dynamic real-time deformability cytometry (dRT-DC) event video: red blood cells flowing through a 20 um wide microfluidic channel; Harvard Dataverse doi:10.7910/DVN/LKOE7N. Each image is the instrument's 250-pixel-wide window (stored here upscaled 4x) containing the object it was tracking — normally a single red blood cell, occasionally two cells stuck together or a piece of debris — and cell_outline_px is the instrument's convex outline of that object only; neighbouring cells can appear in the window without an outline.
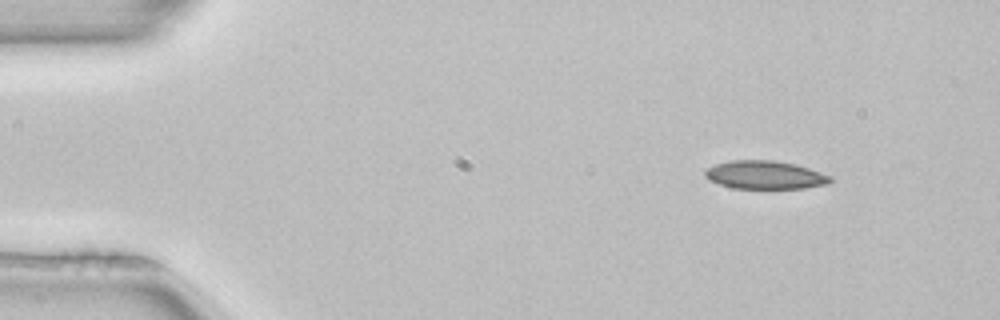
{"species": "common noctule bat (a hibernating species)", "species_latin": "Nyctalus noctula", "temperature_condition": "room temperature", "stored_images_in_passage": 4, "camera_frame_rate_fps": 3000, "um_per_image_px": 0.085, "animal": {"sex": "female", "body_mass_g": 22.7, "forearm_length_mm": 54.2}, "frame": {"image": 1, "passage_image": 1, "time_ms": 0.0, "image_size_px": [1000, 320], "cell_outline_px": [[832, 180], [828, 184], [804, 188], [732, 188], [708, 180], [704, 176], [704, 172], [708, 168], [716, 164], [728, 160], [772, 160], [796, 164], [832, 176]], "centroid_in_image_um": [65.01, 14.86], "position_along_channel_um": 20.0, "area_um2": 20.63}}
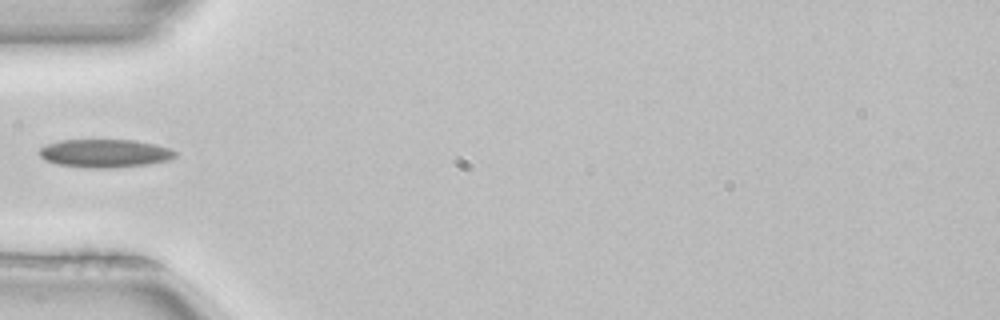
{"frame": {"image": 2, "passage_image": 4, "time_ms": 1.0, "image_size_px": [1000, 320], "cell_outline_px": [[176, 156], [172, 160], [148, 164], [112, 168], [92, 168], [56, 164], [44, 160], [40, 156], [40, 148], [44, 144], [60, 140], [136, 140], [156, 144], [168, 148], [176, 152]], "centroid_in_image_um": [8.91, 13.03], "position_along_channel_um": 76.1, "area_um2": 22.54}}